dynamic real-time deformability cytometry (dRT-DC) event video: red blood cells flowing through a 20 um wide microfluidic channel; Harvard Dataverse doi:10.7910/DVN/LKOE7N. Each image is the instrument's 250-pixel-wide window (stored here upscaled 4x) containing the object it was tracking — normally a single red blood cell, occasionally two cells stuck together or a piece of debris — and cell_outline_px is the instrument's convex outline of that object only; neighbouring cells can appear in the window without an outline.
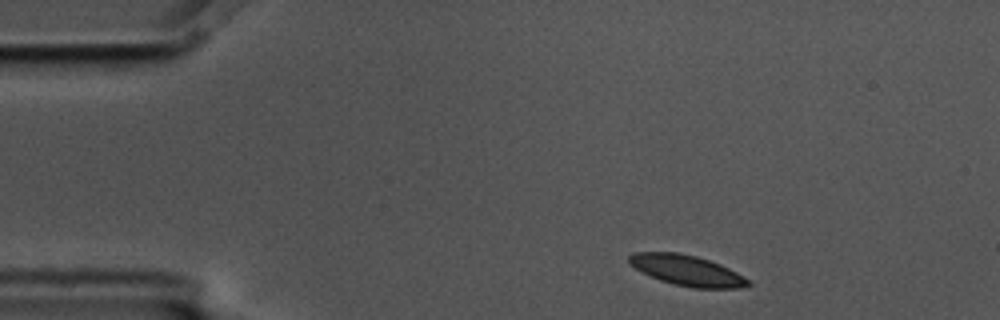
{"species": "common noctule bat (a hibernating species)", "species_latin": "Nyctalus noctula", "temperature_condition": "cold", "stored_images_in_passage": 3, "camera_frame_rate_fps": 3000, "um_per_image_px": 0.085, "animal": {"sex": "male", "body_mass_g": 17.5, "forearm_length_mm": 52.3}, "frame": {"image": 1, "passage_image": 1, "time_ms": 0.0, "image_size_px": [1000, 320], "cell_outline_px": [[752, 284], [740, 288], [692, 288], [660, 280], [636, 268], [628, 260], [628, 256], [632, 252], [676, 252], [696, 256], [720, 264], [744, 276]], "centroid_in_image_um": [58.41, 22.98], "position_along_channel_um": 26.6, "area_um2": 20.87}}